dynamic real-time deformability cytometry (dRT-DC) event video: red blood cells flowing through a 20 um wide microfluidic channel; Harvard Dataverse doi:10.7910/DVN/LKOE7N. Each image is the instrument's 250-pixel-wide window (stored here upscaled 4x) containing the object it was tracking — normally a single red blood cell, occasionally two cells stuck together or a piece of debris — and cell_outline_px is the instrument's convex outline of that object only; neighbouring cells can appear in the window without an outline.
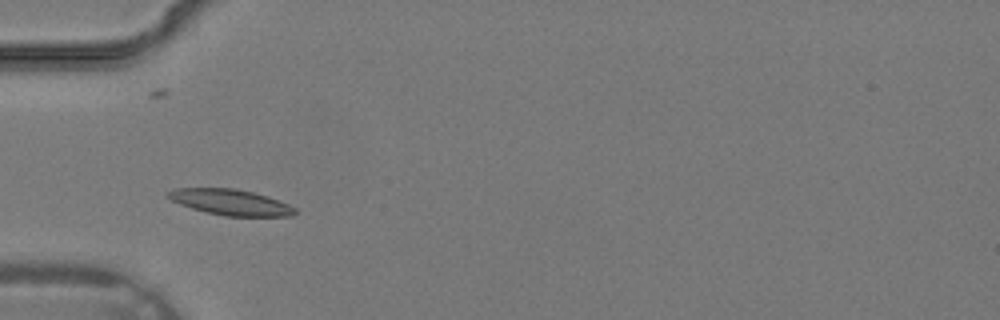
{"species": "common noctule bat (a hibernating species)", "species_latin": "Nyctalus noctula", "temperature_condition": "warm", "stored_images_in_passage": 26, "camera_frame_rate_fps": 3000, "um_per_image_px": 0.085, "animal": {"sex": "male", "body_mass_g": 19.2, "forearm_length_mm": 51.8}, "frame": {"image": 1, "passage_image": 2, "time_ms": 0.333, "image_size_px": [1000, 320], "cell_outline_px": [[300, 212], [292, 216], [224, 216], [204, 212], [180, 204], [164, 196], [164, 192], [172, 188], [236, 188], [268, 196], [280, 200], [296, 208]], "centroid_in_image_um": [19.59, 17.18], "position_along_channel_um": 65.4, "area_um2": 19.48}}
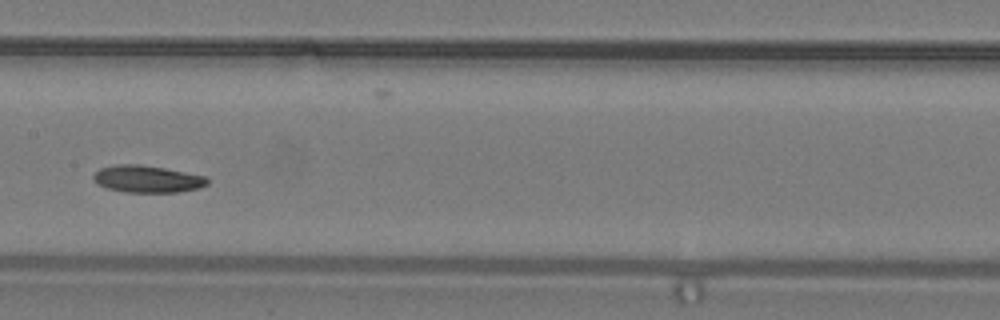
{"frame": {"image": 2, "passage_image": 9, "time_ms": 2.667, "image_size_px": [1000, 320], "cell_outline_px": [[208, 184], [200, 188], [180, 192], [124, 192], [108, 188], [96, 184], [92, 180], [92, 176], [100, 168], [116, 164], [140, 164], [164, 168], [204, 176], [208, 180]], "centroid_in_image_um": [12.48, 15.22], "position_along_channel_um": 194.9, "area_um2": 18.03}}
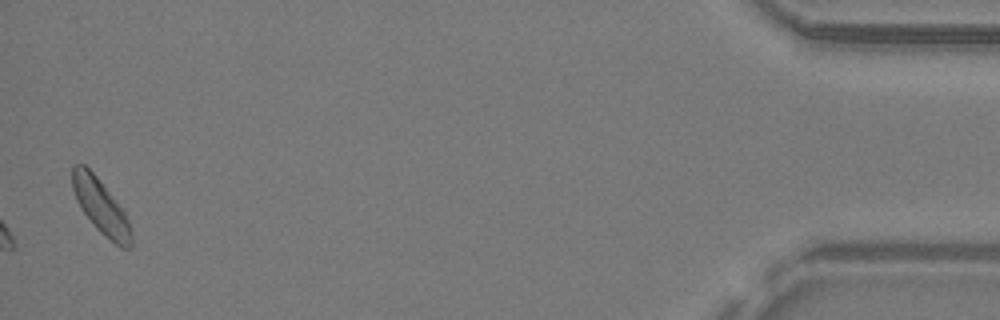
{"frame": {"image": 3, "passage_image": 26, "time_ms": 8.333, "image_size_px": [1000, 320], "cell_outline_px": [[132, 248], [120, 248], [104, 236], [96, 228], [84, 212], [76, 200], [72, 188], [72, 164], [84, 164], [96, 176], [124, 212], [128, 220], [132, 232]], "centroid_in_image_um": [8.57, 17.59], "position_along_channel_um": 426.6, "area_um2": 18.5}}